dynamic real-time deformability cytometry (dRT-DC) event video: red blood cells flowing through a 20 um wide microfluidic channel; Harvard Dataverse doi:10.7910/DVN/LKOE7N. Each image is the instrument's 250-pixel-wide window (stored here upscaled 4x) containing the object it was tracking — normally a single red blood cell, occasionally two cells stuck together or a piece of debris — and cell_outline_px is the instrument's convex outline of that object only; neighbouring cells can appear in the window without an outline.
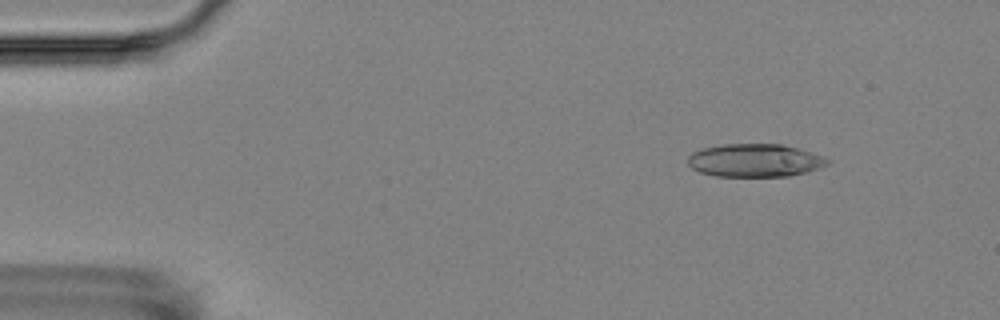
{"species": "Egyptian fruit bat (a non-hibernating species)", "species_latin": "Rousettus aegyptiacus", "temperature_condition": "room temperature", "stored_images_in_passage": 5, "camera_frame_rate_fps": 3000, "um_per_image_px": 0.085, "animal": {"sex": "female"}, "frame": {"image": 1, "passage_image": 2, "time_ms": 1.0, "image_size_px": [1000, 320], "cell_outline_px": [[832, 160], [828, 164], [820, 168], [808, 172], [788, 176], [716, 176], [700, 172], [692, 168], [688, 164], [688, 156], [692, 152], [704, 148], [720, 144], [780, 144], [796, 148]], "centroid_in_image_um": [64.15, 13.64], "position_along_channel_um": 20.9, "area_um2": 26.76}}
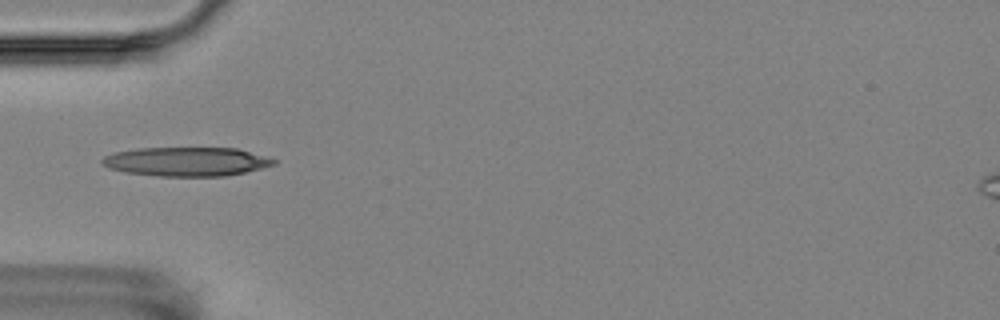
{"frame": {"image": 2, "passage_image": 5, "time_ms": 4.667, "image_size_px": [1000, 320], "cell_outline_px": [[276, 164], [244, 172], [224, 176], [160, 176], [124, 172], [108, 168], [100, 164], [100, 160], [104, 156], [112, 152], [136, 148], [236, 148], [264, 156], [276, 160]], "centroid_in_image_um": [15.76, 13.73], "position_along_channel_um": 69.2, "area_um2": 29.02}}